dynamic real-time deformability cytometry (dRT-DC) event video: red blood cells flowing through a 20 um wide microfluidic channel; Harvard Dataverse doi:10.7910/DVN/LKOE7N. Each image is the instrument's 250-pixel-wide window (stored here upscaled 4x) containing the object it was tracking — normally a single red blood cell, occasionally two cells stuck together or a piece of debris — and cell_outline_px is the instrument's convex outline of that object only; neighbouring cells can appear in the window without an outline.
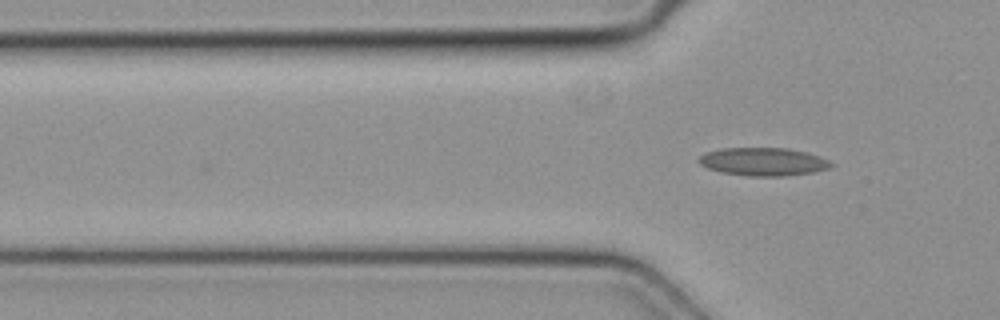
{"species": "common noctule bat (a hibernating species)", "species_latin": "Nyctalus noctula", "temperature_condition": "cold", "stored_images_in_passage": 7, "segment_of_instrument_passage": [1, 2], "camera_frame_rate_fps": 3000, "um_per_image_px": 0.085, "animal": {"sex": "female", "body_mass_g": 19.3, "forearm_length_mm": 54.1}, "frame": {"image": 1, "passage_image": 5, "time_ms": 1.333, "image_size_px": [1000, 320], "cell_outline_px": [[832, 164], [828, 168], [812, 172], [784, 176], [748, 176], [720, 172], [708, 168], [700, 164], [696, 160], [704, 152], [720, 148], [788, 148], [820, 156], [828, 160]], "centroid_in_image_um": [64.81, 13.74], "position_along_channel_um": 61.0, "area_um2": 21.62}}
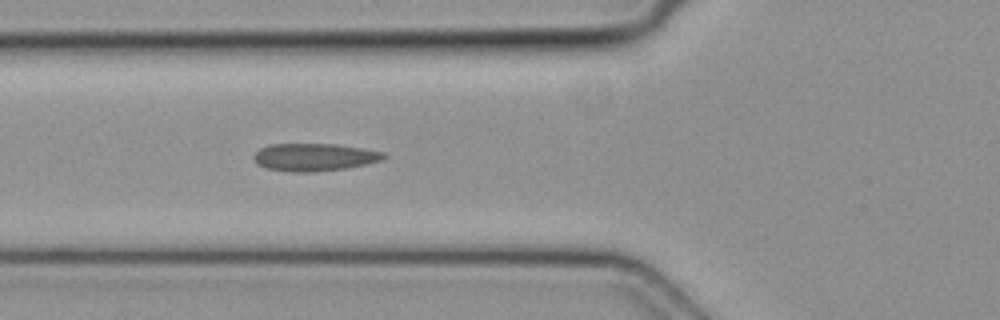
{"frame": {"image": 2, "passage_image": 6, "time_ms": 1.667, "image_size_px": [1000, 320], "cell_outline_px": [[388, 156], [380, 160], [368, 164], [348, 168], [316, 172], [292, 172], [268, 168], [256, 164], [252, 156], [260, 148], [268, 144], [336, 144], [384, 152]], "centroid_in_image_um": [26.71, 13.36], "position_along_channel_um": 99.1, "area_um2": 21.04}}